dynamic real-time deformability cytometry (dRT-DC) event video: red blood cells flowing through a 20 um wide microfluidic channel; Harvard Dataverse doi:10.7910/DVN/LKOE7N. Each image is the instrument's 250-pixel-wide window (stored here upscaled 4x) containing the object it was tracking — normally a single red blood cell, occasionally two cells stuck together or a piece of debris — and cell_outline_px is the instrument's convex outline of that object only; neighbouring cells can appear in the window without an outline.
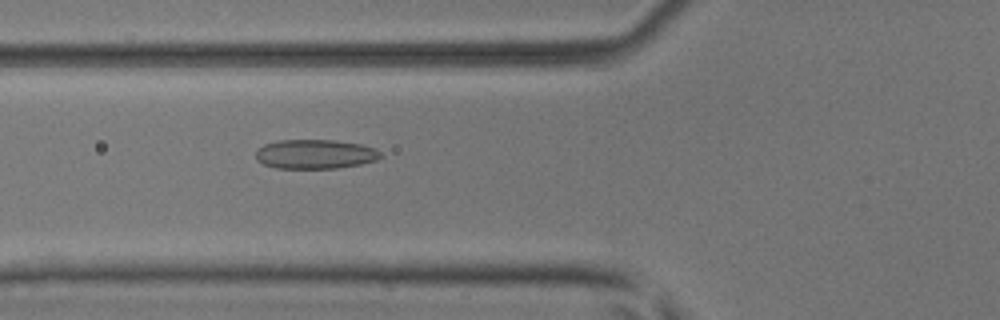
{"species": "common noctule bat (a hibernating species)", "species_latin": "Nyctalus noctula", "temperature_condition": "room temperature", "stored_images_in_passage": 53, "camera_frame_rate_fps": 3000, "um_per_image_px": 0.085, "animal": {"sex": "male", "body_mass_g": 17.9, "forearm_length_mm": 54.2}, "frame": {"image": 1, "passage_image": 20, "time_ms": 6.333, "image_size_px": [1000, 320], "cell_outline_px": [[384, 156], [376, 160], [360, 164], [336, 168], [276, 168], [264, 164], [256, 160], [256, 152], [264, 144], [280, 140], [336, 140], [360, 144], [376, 148]], "centroid_in_image_um": [26.81, 13.1], "position_along_channel_um": 99.0, "area_um2": 21.33}}
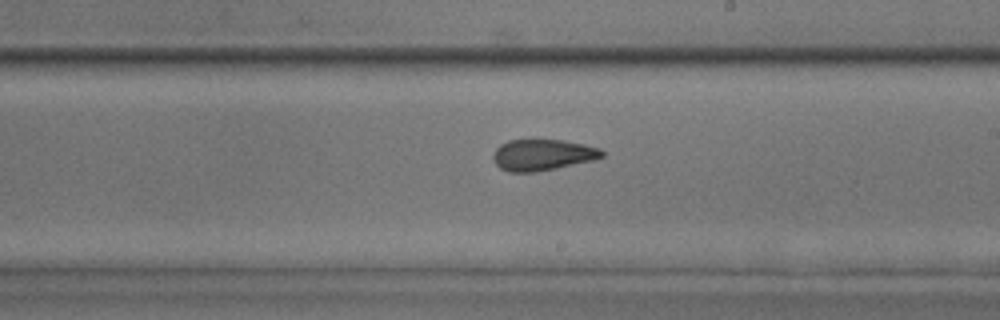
{"frame": {"image": 2, "passage_image": 31, "time_ms": 10.0, "image_size_px": [1000, 320], "cell_outline_px": [[604, 156], [596, 160], [536, 172], [508, 172], [500, 168], [496, 164], [492, 156], [496, 148], [500, 144], [508, 140], [532, 136], [564, 140], [584, 144], [600, 148], [604, 152]], "centroid_in_image_um": [46.11, 13.11], "position_along_channel_um": 242.9, "area_um2": 20.75}}
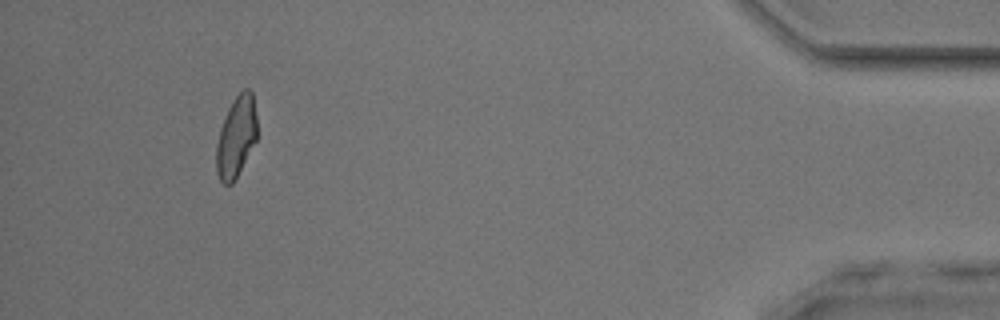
{"frame": {"image": 3, "passage_image": 49, "time_ms": 16.0, "image_size_px": [1000, 320], "cell_outline_px": [[256, 140], [232, 184], [224, 184], [220, 180], [216, 172], [216, 144], [220, 128], [228, 108], [232, 100], [244, 88], [248, 88], [252, 92], [256, 116]], "centroid_in_image_um": [20.06, 11.61], "position_along_channel_um": 415.1, "area_um2": 19.02}, "authors_computed_cell_mechanics": {"area_um2": 20.2878, "velocity_mm_per_s": 3.9308, "shape_relaxation_time_tau1_ms": 9.8849, "shape_relaxation_time_tau2_ms": 1.7746, "deformation_change_tau1": 0.2027, "deformation_change_tau2": 0.0734}}